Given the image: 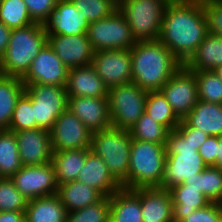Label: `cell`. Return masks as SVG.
Segmentation results:
<instances>
[{
	"mask_svg": "<svg viewBox=\"0 0 222 222\" xmlns=\"http://www.w3.org/2000/svg\"><path fill=\"white\" fill-rule=\"evenodd\" d=\"M207 33L200 0H171L164 13L158 40L185 64Z\"/></svg>",
	"mask_w": 222,
	"mask_h": 222,
	"instance_id": "obj_1",
	"label": "cell"
},
{
	"mask_svg": "<svg viewBox=\"0 0 222 222\" xmlns=\"http://www.w3.org/2000/svg\"><path fill=\"white\" fill-rule=\"evenodd\" d=\"M130 51L132 82L147 92L160 91L184 65L159 40L138 41Z\"/></svg>",
	"mask_w": 222,
	"mask_h": 222,
	"instance_id": "obj_2",
	"label": "cell"
},
{
	"mask_svg": "<svg viewBox=\"0 0 222 222\" xmlns=\"http://www.w3.org/2000/svg\"><path fill=\"white\" fill-rule=\"evenodd\" d=\"M47 42L43 24L33 23L12 29L7 49L0 58V74L22 78Z\"/></svg>",
	"mask_w": 222,
	"mask_h": 222,
	"instance_id": "obj_3",
	"label": "cell"
},
{
	"mask_svg": "<svg viewBox=\"0 0 222 222\" xmlns=\"http://www.w3.org/2000/svg\"><path fill=\"white\" fill-rule=\"evenodd\" d=\"M165 148L167 157L160 188L169 190L201 173L207 167L196 146L188 139H184L176 130L169 131Z\"/></svg>",
	"mask_w": 222,
	"mask_h": 222,
	"instance_id": "obj_4",
	"label": "cell"
},
{
	"mask_svg": "<svg viewBox=\"0 0 222 222\" xmlns=\"http://www.w3.org/2000/svg\"><path fill=\"white\" fill-rule=\"evenodd\" d=\"M131 143L129 130L113 126L91 135V151L102 158L112 176L126 189Z\"/></svg>",
	"mask_w": 222,
	"mask_h": 222,
	"instance_id": "obj_5",
	"label": "cell"
},
{
	"mask_svg": "<svg viewBox=\"0 0 222 222\" xmlns=\"http://www.w3.org/2000/svg\"><path fill=\"white\" fill-rule=\"evenodd\" d=\"M165 145L132 139L128 189L159 187L166 161Z\"/></svg>",
	"mask_w": 222,
	"mask_h": 222,
	"instance_id": "obj_6",
	"label": "cell"
},
{
	"mask_svg": "<svg viewBox=\"0 0 222 222\" xmlns=\"http://www.w3.org/2000/svg\"><path fill=\"white\" fill-rule=\"evenodd\" d=\"M171 0H118V10L127 20L133 38L158 40L164 13Z\"/></svg>",
	"mask_w": 222,
	"mask_h": 222,
	"instance_id": "obj_7",
	"label": "cell"
},
{
	"mask_svg": "<svg viewBox=\"0 0 222 222\" xmlns=\"http://www.w3.org/2000/svg\"><path fill=\"white\" fill-rule=\"evenodd\" d=\"M147 93L133 82L108 88L112 126L129 130L145 111Z\"/></svg>",
	"mask_w": 222,
	"mask_h": 222,
	"instance_id": "obj_8",
	"label": "cell"
},
{
	"mask_svg": "<svg viewBox=\"0 0 222 222\" xmlns=\"http://www.w3.org/2000/svg\"><path fill=\"white\" fill-rule=\"evenodd\" d=\"M86 35L95 52L131 49L136 43L127 20L118 9L108 17L89 23Z\"/></svg>",
	"mask_w": 222,
	"mask_h": 222,
	"instance_id": "obj_9",
	"label": "cell"
},
{
	"mask_svg": "<svg viewBox=\"0 0 222 222\" xmlns=\"http://www.w3.org/2000/svg\"><path fill=\"white\" fill-rule=\"evenodd\" d=\"M33 103V114L39 128L51 130L56 119L68 109L66 86L24 84Z\"/></svg>",
	"mask_w": 222,
	"mask_h": 222,
	"instance_id": "obj_10",
	"label": "cell"
},
{
	"mask_svg": "<svg viewBox=\"0 0 222 222\" xmlns=\"http://www.w3.org/2000/svg\"><path fill=\"white\" fill-rule=\"evenodd\" d=\"M10 179L28 200L55 195L58 192L52 162L44 165L23 166Z\"/></svg>",
	"mask_w": 222,
	"mask_h": 222,
	"instance_id": "obj_11",
	"label": "cell"
},
{
	"mask_svg": "<svg viewBox=\"0 0 222 222\" xmlns=\"http://www.w3.org/2000/svg\"><path fill=\"white\" fill-rule=\"evenodd\" d=\"M173 112L182 120L198 102L195 74L184 65L160 89Z\"/></svg>",
	"mask_w": 222,
	"mask_h": 222,
	"instance_id": "obj_12",
	"label": "cell"
},
{
	"mask_svg": "<svg viewBox=\"0 0 222 222\" xmlns=\"http://www.w3.org/2000/svg\"><path fill=\"white\" fill-rule=\"evenodd\" d=\"M91 66L107 88L132 82L130 49L94 52Z\"/></svg>",
	"mask_w": 222,
	"mask_h": 222,
	"instance_id": "obj_13",
	"label": "cell"
},
{
	"mask_svg": "<svg viewBox=\"0 0 222 222\" xmlns=\"http://www.w3.org/2000/svg\"><path fill=\"white\" fill-rule=\"evenodd\" d=\"M50 134L53 152L91 147L92 132L69 109L56 119Z\"/></svg>",
	"mask_w": 222,
	"mask_h": 222,
	"instance_id": "obj_14",
	"label": "cell"
},
{
	"mask_svg": "<svg viewBox=\"0 0 222 222\" xmlns=\"http://www.w3.org/2000/svg\"><path fill=\"white\" fill-rule=\"evenodd\" d=\"M68 73L69 68L63 64L47 43L21 79L24 84L66 86Z\"/></svg>",
	"mask_w": 222,
	"mask_h": 222,
	"instance_id": "obj_15",
	"label": "cell"
},
{
	"mask_svg": "<svg viewBox=\"0 0 222 222\" xmlns=\"http://www.w3.org/2000/svg\"><path fill=\"white\" fill-rule=\"evenodd\" d=\"M23 166L44 165L52 162L51 134L43 128L14 132Z\"/></svg>",
	"mask_w": 222,
	"mask_h": 222,
	"instance_id": "obj_16",
	"label": "cell"
},
{
	"mask_svg": "<svg viewBox=\"0 0 222 222\" xmlns=\"http://www.w3.org/2000/svg\"><path fill=\"white\" fill-rule=\"evenodd\" d=\"M47 43L69 69L91 65L95 51L86 34L48 35Z\"/></svg>",
	"mask_w": 222,
	"mask_h": 222,
	"instance_id": "obj_17",
	"label": "cell"
},
{
	"mask_svg": "<svg viewBox=\"0 0 222 222\" xmlns=\"http://www.w3.org/2000/svg\"><path fill=\"white\" fill-rule=\"evenodd\" d=\"M43 26L47 35H82L86 34L89 22L78 13L71 0H58Z\"/></svg>",
	"mask_w": 222,
	"mask_h": 222,
	"instance_id": "obj_18",
	"label": "cell"
},
{
	"mask_svg": "<svg viewBox=\"0 0 222 222\" xmlns=\"http://www.w3.org/2000/svg\"><path fill=\"white\" fill-rule=\"evenodd\" d=\"M68 109L93 133L112 126L108 97H68Z\"/></svg>",
	"mask_w": 222,
	"mask_h": 222,
	"instance_id": "obj_19",
	"label": "cell"
},
{
	"mask_svg": "<svg viewBox=\"0 0 222 222\" xmlns=\"http://www.w3.org/2000/svg\"><path fill=\"white\" fill-rule=\"evenodd\" d=\"M139 197L143 222H174L170 191L160 187L132 189Z\"/></svg>",
	"mask_w": 222,
	"mask_h": 222,
	"instance_id": "obj_20",
	"label": "cell"
},
{
	"mask_svg": "<svg viewBox=\"0 0 222 222\" xmlns=\"http://www.w3.org/2000/svg\"><path fill=\"white\" fill-rule=\"evenodd\" d=\"M77 181L96 189L103 197H110L122 188L102 158L92 151L87 155L83 168L79 171Z\"/></svg>",
	"mask_w": 222,
	"mask_h": 222,
	"instance_id": "obj_21",
	"label": "cell"
},
{
	"mask_svg": "<svg viewBox=\"0 0 222 222\" xmlns=\"http://www.w3.org/2000/svg\"><path fill=\"white\" fill-rule=\"evenodd\" d=\"M68 97H107L108 88L91 65L69 69Z\"/></svg>",
	"mask_w": 222,
	"mask_h": 222,
	"instance_id": "obj_22",
	"label": "cell"
},
{
	"mask_svg": "<svg viewBox=\"0 0 222 222\" xmlns=\"http://www.w3.org/2000/svg\"><path fill=\"white\" fill-rule=\"evenodd\" d=\"M178 126L195 127L209 136H221L222 104L198 100L193 109L180 121Z\"/></svg>",
	"mask_w": 222,
	"mask_h": 222,
	"instance_id": "obj_23",
	"label": "cell"
},
{
	"mask_svg": "<svg viewBox=\"0 0 222 222\" xmlns=\"http://www.w3.org/2000/svg\"><path fill=\"white\" fill-rule=\"evenodd\" d=\"M222 65V37L207 33L196 52L184 64L190 71L215 70Z\"/></svg>",
	"mask_w": 222,
	"mask_h": 222,
	"instance_id": "obj_24",
	"label": "cell"
},
{
	"mask_svg": "<svg viewBox=\"0 0 222 222\" xmlns=\"http://www.w3.org/2000/svg\"><path fill=\"white\" fill-rule=\"evenodd\" d=\"M109 222H143L140 197L132 189L122 187L110 196Z\"/></svg>",
	"mask_w": 222,
	"mask_h": 222,
	"instance_id": "obj_25",
	"label": "cell"
},
{
	"mask_svg": "<svg viewBox=\"0 0 222 222\" xmlns=\"http://www.w3.org/2000/svg\"><path fill=\"white\" fill-rule=\"evenodd\" d=\"M25 222H67V211L55 194L28 200Z\"/></svg>",
	"mask_w": 222,
	"mask_h": 222,
	"instance_id": "obj_26",
	"label": "cell"
},
{
	"mask_svg": "<svg viewBox=\"0 0 222 222\" xmlns=\"http://www.w3.org/2000/svg\"><path fill=\"white\" fill-rule=\"evenodd\" d=\"M173 203V221L179 222L195 210L206 207L211 201L197 188L176 185L169 189Z\"/></svg>",
	"mask_w": 222,
	"mask_h": 222,
	"instance_id": "obj_27",
	"label": "cell"
},
{
	"mask_svg": "<svg viewBox=\"0 0 222 222\" xmlns=\"http://www.w3.org/2000/svg\"><path fill=\"white\" fill-rule=\"evenodd\" d=\"M90 152V148L53 152L52 164L58 186L77 180L79 171L83 168L86 157Z\"/></svg>",
	"mask_w": 222,
	"mask_h": 222,
	"instance_id": "obj_28",
	"label": "cell"
},
{
	"mask_svg": "<svg viewBox=\"0 0 222 222\" xmlns=\"http://www.w3.org/2000/svg\"><path fill=\"white\" fill-rule=\"evenodd\" d=\"M57 195L67 213L95 204L103 198L96 189L77 180L59 185Z\"/></svg>",
	"mask_w": 222,
	"mask_h": 222,
	"instance_id": "obj_29",
	"label": "cell"
},
{
	"mask_svg": "<svg viewBox=\"0 0 222 222\" xmlns=\"http://www.w3.org/2000/svg\"><path fill=\"white\" fill-rule=\"evenodd\" d=\"M25 92L20 77L0 74V130H8L17 100Z\"/></svg>",
	"mask_w": 222,
	"mask_h": 222,
	"instance_id": "obj_30",
	"label": "cell"
},
{
	"mask_svg": "<svg viewBox=\"0 0 222 222\" xmlns=\"http://www.w3.org/2000/svg\"><path fill=\"white\" fill-rule=\"evenodd\" d=\"M182 185L197 188L211 202L222 203V169L219 167L207 166L201 173L186 179Z\"/></svg>",
	"mask_w": 222,
	"mask_h": 222,
	"instance_id": "obj_31",
	"label": "cell"
},
{
	"mask_svg": "<svg viewBox=\"0 0 222 222\" xmlns=\"http://www.w3.org/2000/svg\"><path fill=\"white\" fill-rule=\"evenodd\" d=\"M144 112L163 125L168 131L175 130L181 121L173 112L171 105L161 91L147 93Z\"/></svg>",
	"mask_w": 222,
	"mask_h": 222,
	"instance_id": "obj_32",
	"label": "cell"
},
{
	"mask_svg": "<svg viewBox=\"0 0 222 222\" xmlns=\"http://www.w3.org/2000/svg\"><path fill=\"white\" fill-rule=\"evenodd\" d=\"M22 167L14 132L0 130V178H11Z\"/></svg>",
	"mask_w": 222,
	"mask_h": 222,
	"instance_id": "obj_33",
	"label": "cell"
},
{
	"mask_svg": "<svg viewBox=\"0 0 222 222\" xmlns=\"http://www.w3.org/2000/svg\"><path fill=\"white\" fill-rule=\"evenodd\" d=\"M129 131L131 138L134 140L154 142L162 145H166L169 133L163 125L156 122L145 112Z\"/></svg>",
	"mask_w": 222,
	"mask_h": 222,
	"instance_id": "obj_34",
	"label": "cell"
},
{
	"mask_svg": "<svg viewBox=\"0 0 222 222\" xmlns=\"http://www.w3.org/2000/svg\"><path fill=\"white\" fill-rule=\"evenodd\" d=\"M197 81L198 99L222 104V81L214 70L192 71Z\"/></svg>",
	"mask_w": 222,
	"mask_h": 222,
	"instance_id": "obj_35",
	"label": "cell"
},
{
	"mask_svg": "<svg viewBox=\"0 0 222 222\" xmlns=\"http://www.w3.org/2000/svg\"><path fill=\"white\" fill-rule=\"evenodd\" d=\"M0 22L11 29L22 28L35 23L23 0H1Z\"/></svg>",
	"mask_w": 222,
	"mask_h": 222,
	"instance_id": "obj_36",
	"label": "cell"
},
{
	"mask_svg": "<svg viewBox=\"0 0 222 222\" xmlns=\"http://www.w3.org/2000/svg\"><path fill=\"white\" fill-rule=\"evenodd\" d=\"M71 2L89 23L108 17L118 9V0H71Z\"/></svg>",
	"mask_w": 222,
	"mask_h": 222,
	"instance_id": "obj_37",
	"label": "cell"
},
{
	"mask_svg": "<svg viewBox=\"0 0 222 222\" xmlns=\"http://www.w3.org/2000/svg\"><path fill=\"white\" fill-rule=\"evenodd\" d=\"M110 197L95 204L67 213V222H109Z\"/></svg>",
	"mask_w": 222,
	"mask_h": 222,
	"instance_id": "obj_38",
	"label": "cell"
},
{
	"mask_svg": "<svg viewBox=\"0 0 222 222\" xmlns=\"http://www.w3.org/2000/svg\"><path fill=\"white\" fill-rule=\"evenodd\" d=\"M39 128L33 114L31 98L24 92L17 100L8 131L16 132Z\"/></svg>",
	"mask_w": 222,
	"mask_h": 222,
	"instance_id": "obj_39",
	"label": "cell"
},
{
	"mask_svg": "<svg viewBox=\"0 0 222 222\" xmlns=\"http://www.w3.org/2000/svg\"><path fill=\"white\" fill-rule=\"evenodd\" d=\"M28 199L15 187L10 178H0V211L25 212Z\"/></svg>",
	"mask_w": 222,
	"mask_h": 222,
	"instance_id": "obj_40",
	"label": "cell"
},
{
	"mask_svg": "<svg viewBox=\"0 0 222 222\" xmlns=\"http://www.w3.org/2000/svg\"><path fill=\"white\" fill-rule=\"evenodd\" d=\"M31 19L43 24L54 11L58 0H23Z\"/></svg>",
	"mask_w": 222,
	"mask_h": 222,
	"instance_id": "obj_41",
	"label": "cell"
},
{
	"mask_svg": "<svg viewBox=\"0 0 222 222\" xmlns=\"http://www.w3.org/2000/svg\"><path fill=\"white\" fill-rule=\"evenodd\" d=\"M208 33L222 37V3L202 2Z\"/></svg>",
	"mask_w": 222,
	"mask_h": 222,
	"instance_id": "obj_42",
	"label": "cell"
},
{
	"mask_svg": "<svg viewBox=\"0 0 222 222\" xmlns=\"http://www.w3.org/2000/svg\"><path fill=\"white\" fill-rule=\"evenodd\" d=\"M222 219V203L211 202L206 207L195 210L179 222H219Z\"/></svg>",
	"mask_w": 222,
	"mask_h": 222,
	"instance_id": "obj_43",
	"label": "cell"
},
{
	"mask_svg": "<svg viewBox=\"0 0 222 222\" xmlns=\"http://www.w3.org/2000/svg\"><path fill=\"white\" fill-rule=\"evenodd\" d=\"M217 145L218 136H209L199 147L198 153L201 155L207 166L216 167Z\"/></svg>",
	"mask_w": 222,
	"mask_h": 222,
	"instance_id": "obj_44",
	"label": "cell"
},
{
	"mask_svg": "<svg viewBox=\"0 0 222 222\" xmlns=\"http://www.w3.org/2000/svg\"><path fill=\"white\" fill-rule=\"evenodd\" d=\"M184 139H188L190 143L199 147L205 142L209 135L202 132L200 129L190 126H177L175 129Z\"/></svg>",
	"mask_w": 222,
	"mask_h": 222,
	"instance_id": "obj_45",
	"label": "cell"
},
{
	"mask_svg": "<svg viewBox=\"0 0 222 222\" xmlns=\"http://www.w3.org/2000/svg\"><path fill=\"white\" fill-rule=\"evenodd\" d=\"M11 33L12 29L0 22V58L4 55L7 49Z\"/></svg>",
	"mask_w": 222,
	"mask_h": 222,
	"instance_id": "obj_46",
	"label": "cell"
},
{
	"mask_svg": "<svg viewBox=\"0 0 222 222\" xmlns=\"http://www.w3.org/2000/svg\"><path fill=\"white\" fill-rule=\"evenodd\" d=\"M0 222H25V212L0 211Z\"/></svg>",
	"mask_w": 222,
	"mask_h": 222,
	"instance_id": "obj_47",
	"label": "cell"
},
{
	"mask_svg": "<svg viewBox=\"0 0 222 222\" xmlns=\"http://www.w3.org/2000/svg\"><path fill=\"white\" fill-rule=\"evenodd\" d=\"M216 167L222 169V135L218 136V145L216 153Z\"/></svg>",
	"mask_w": 222,
	"mask_h": 222,
	"instance_id": "obj_48",
	"label": "cell"
},
{
	"mask_svg": "<svg viewBox=\"0 0 222 222\" xmlns=\"http://www.w3.org/2000/svg\"><path fill=\"white\" fill-rule=\"evenodd\" d=\"M222 81V65L214 70Z\"/></svg>",
	"mask_w": 222,
	"mask_h": 222,
	"instance_id": "obj_49",
	"label": "cell"
},
{
	"mask_svg": "<svg viewBox=\"0 0 222 222\" xmlns=\"http://www.w3.org/2000/svg\"><path fill=\"white\" fill-rule=\"evenodd\" d=\"M201 2L222 3V0H200Z\"/></svg>",
	"mask_w": 222,
	"mask_h": 222,
	"instance_id": "obj_50",
	"label": "cell"
}]
</instances>
